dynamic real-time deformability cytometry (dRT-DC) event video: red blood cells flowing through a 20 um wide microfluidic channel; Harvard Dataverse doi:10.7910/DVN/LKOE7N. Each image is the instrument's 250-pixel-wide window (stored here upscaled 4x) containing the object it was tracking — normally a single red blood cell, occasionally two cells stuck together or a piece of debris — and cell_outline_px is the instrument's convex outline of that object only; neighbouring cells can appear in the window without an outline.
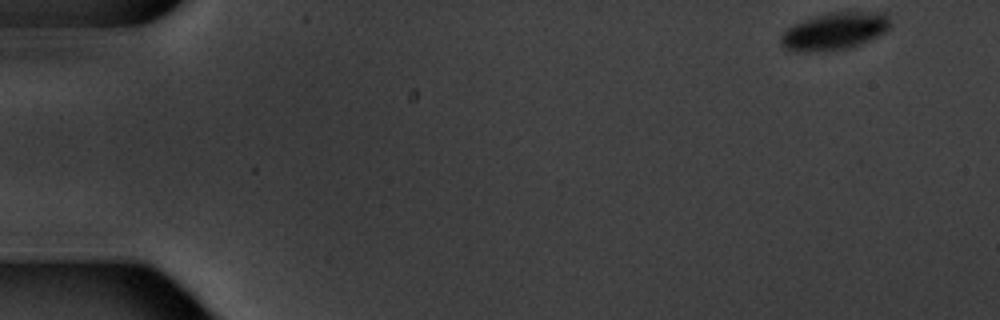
{"species": "common noctule bat (a hibernating species)", "species_latin": "Nyctalus noctula", "temperature_condition": "warm", "stored_images_in_passage": 6, "camera_frame_rate_fps": 3000, "um_per_image_px": 0.085, "animal": {"sex": "male", "body_mass_g": 20.1, "forearm_length_mm": 53.5}, "frame": {"image": 1, "passage_image": 1, "time_ms": 0.0, "image_size_px": [1000, 320], "cell_outline_px": [[888, 28], [884, 32], [860, 44], [848, 48], [816, 52], [792, 52], [784, 48], [780, 44], [780, 36], [788, 28], [804, 20], [816, 16], [832, 12], [884, 12], [888, 16]], "centroid_in_image_um": [70.88, 2.67], "position_along_channel_um": 14.1, "area_um2": 23.52}}
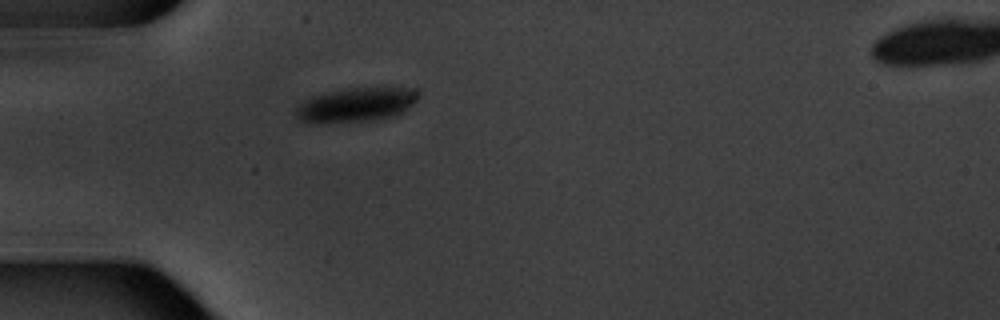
{"frame": {"image": 2, "passage_image": 5, "time_ms": 4.667, "image_size_px": [1000, 320], "cell_outline_px": [[420, 96], [408, 108], [392, 116], [372, 120], [300, 120], [292, 112], [300, 104], [312, 96], [324, 92], [348, 88], [384, 84], [420, 88]], "centroid_in_image_um": [30.44, 8.78], "position_along_channel_um": 54.6, "area_um2": 24.57}}